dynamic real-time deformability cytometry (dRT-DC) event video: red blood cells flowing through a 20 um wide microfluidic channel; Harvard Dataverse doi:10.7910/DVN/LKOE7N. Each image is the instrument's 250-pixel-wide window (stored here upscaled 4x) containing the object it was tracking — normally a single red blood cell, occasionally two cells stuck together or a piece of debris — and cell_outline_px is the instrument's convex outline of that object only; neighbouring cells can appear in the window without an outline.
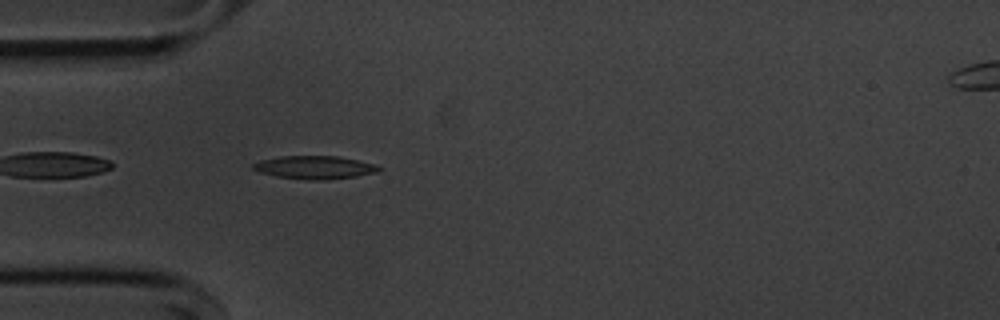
{"species": "common noctule bat (a hibernating species)", "species_latin": "Nyctalus noctula", "temperature_condition": "cold", "stored_images_in_passage": 41, "camera_frame_rate_fps": 3000, "um_per_image_px": 0.085, "animal": {"sex": "male", "body_mass_g": 20.1, "forearm_length_mm": 53.5}, "frame": {"image": 1, "passage_image": 2, "time_ms": 0.333, "image_size_px": [1000, 320], "cell_outline_px": [[384, 168], [376, 172], [356, 176], [324, 180], [308, 180], [276, 176], [260, 172], [252, 168], [252, 164], [260, 160], [280, 156], [340, 156], [376, 164]], "centroid_in_image_um": [26.77, 14.22], "position_along_channel_um": 58.2, "area_um2": 16.99}}
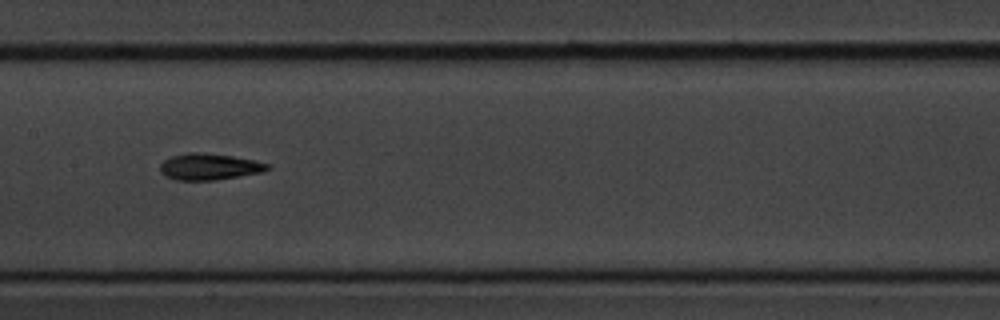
{"frame": {"image": 2, "passage_image": 13, "time_ms": 4.0, "image_size_px": [1000, 320], "cell_outline_px": [[272, 168], [264, 172], [216, 180], [176, 180], [164, 176], [160, 172], [160, 164], [164, 160], [172, 156], [188, 152], [200, 152], [232, 156], [256, 160], [268, 164]], "centroid_in_image_um": [17.8, 14.17], "position_along_channel_um": 189.6, "area_um2": 16.7}}
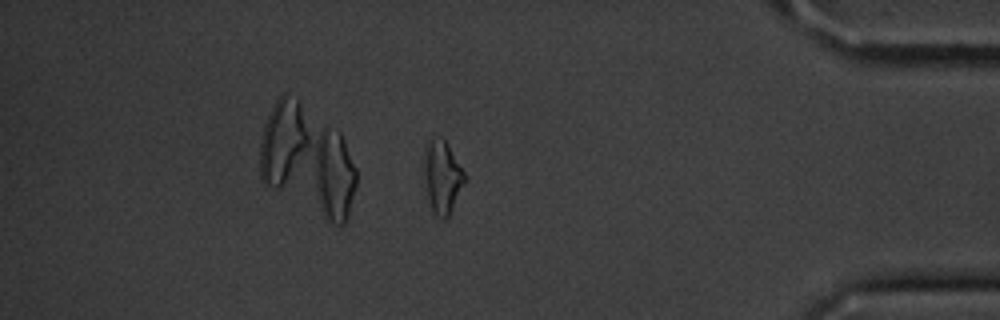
{"frame": {"image": 3, "passage_image": 33, "time_ms": 10.667, "image_size_px": [1000, 320], "cell_outline_px": [[464, 180], [452, 208], [448, 216], [444, 220], [436, 216], [432, 212], [428, 200], [424, 176], [424, 160], [428, 144], [432, 136], [440, 136], [448, 144], [464, 172]], "centroid_in_image_um": [37.56, 15.04], "position_along_channel_um": 397.6, "area_um2": 16.76}, "authors_computed_cell_mechanics": {"area_um2": 16.473, "velocity_mm_per_s": 3.6372, "shape_relaxation_time_tau1_ms": 3.0989, "shape_relaxation_time_tau2_ms": 3.295, "deformation_change_tau1": 0.1297, "deformation_change_tau2": 0.1203}}